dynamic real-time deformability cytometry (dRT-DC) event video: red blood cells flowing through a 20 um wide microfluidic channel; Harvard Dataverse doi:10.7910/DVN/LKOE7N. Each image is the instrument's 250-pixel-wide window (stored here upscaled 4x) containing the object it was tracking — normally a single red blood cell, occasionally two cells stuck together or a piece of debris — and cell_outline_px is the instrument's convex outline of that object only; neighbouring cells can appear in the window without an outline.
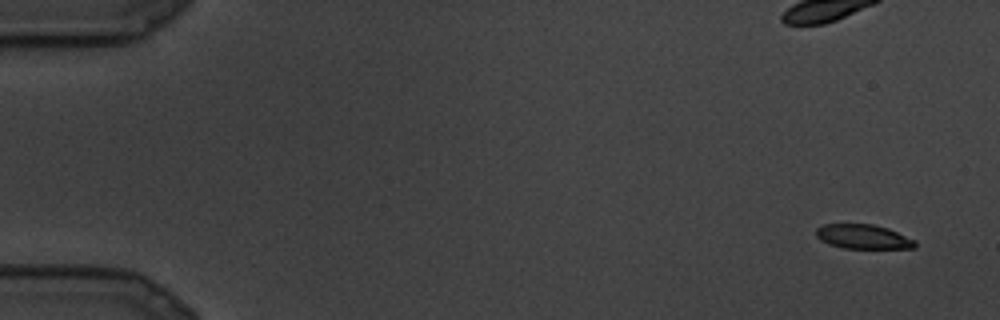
{"species": "common noctule bat (a hibernating species)", "species_latin": "Nyctalus noctula", "temperature_condition": "cold", "stored_images_in_passage": 26, "camera_frame_rate_fps": 3000, "um_per_image_px": 0.085, "animal": {"sex": "male", "body_mass_g": 19.5, "forearm_length_mm": 54.6}, "frame": {"image": 1, "passage_image": 1, "time_ms": 0.0, "image_size_px": [1000, 320], "cell_outline_px": [[916, 248], [844, 248], [828, 244], [820, 240], [816, 236], [816, 228], [824, 224], [872, 224], [888, 228], [916, 240]], "centroid_in_image_um": [73.36, 20.11], "position_along_channel_um": 11.6, "area_um2": 14.1}}
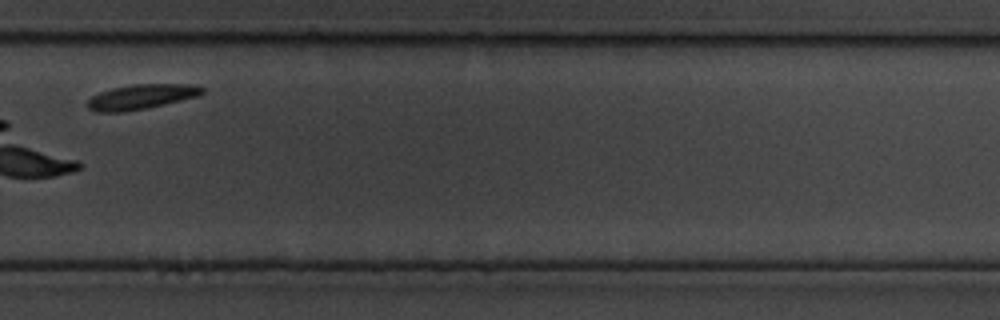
{"frame": {"image": 2, "passage_image": 19, "time_ms": 6.0, "image_size_px": [1000, 320], "cell_outline_px": [[204, 92], [196, 96], [164, 104], [144, 108], [120, 112], [100, 112], [88, 108], [88, 100], [92, 96], [100, 92], [112, 88], [132, 84], [192, 84], [204, 88]], "centroid_in_image_um": [12.0, 8.21], "position_along_channel_um": 317.8, "area_um2": 16.3}}